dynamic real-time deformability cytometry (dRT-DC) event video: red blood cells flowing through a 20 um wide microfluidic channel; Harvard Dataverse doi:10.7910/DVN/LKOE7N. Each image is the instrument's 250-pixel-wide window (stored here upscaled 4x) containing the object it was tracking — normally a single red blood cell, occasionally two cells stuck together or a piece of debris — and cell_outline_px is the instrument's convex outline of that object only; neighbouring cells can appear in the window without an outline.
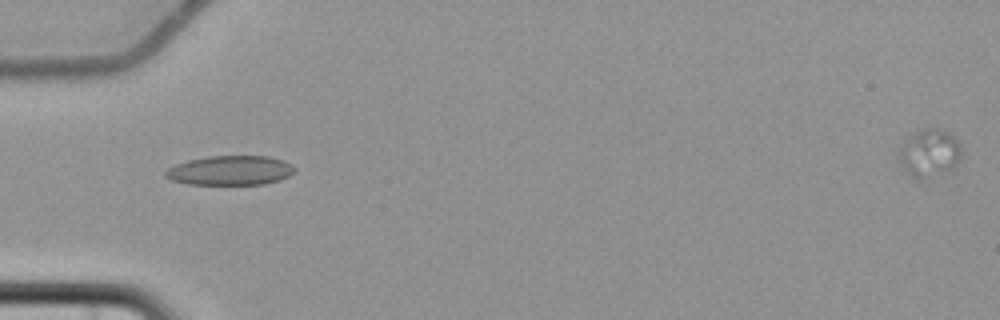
{"species": "common noctule bat (a hibernating species)", "species_latin": "Nyctalus noctula", "temperature_condition": "cold", "stored_images_in_passage": 4, "camera_frame_rate_fps": 3000, "um_per_image_px": 0.085, "animal": {"sex": "female", "body_mass_g": 22.7, "forearm_length_mm": 54.2}, "frame": {"image": 1, "passage_image": 3, "time_ms": 2.333, "image_size_px": [1000, 320], "cell_outline_px": [[296, 172], [280, 180], [264, 184], [188, 184], [172, 180], [164, 176], [164, 172], [168, 168], [176, 164], [188, 160], [208, 156], [268, 156], [284, 160], [292, 164], [296, 168]], "centroid_in_image_um": [19.6, 14.48], "position_along_channel_um": 65.4, "area_um2": 22.31}}
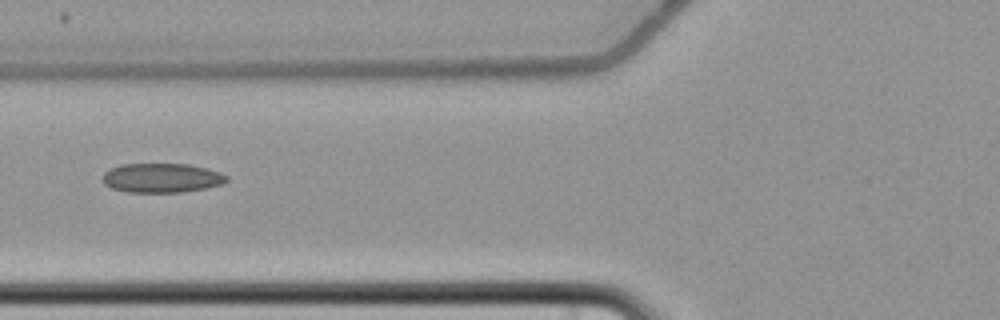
{"frame": {"image": 2, "passage_image": 4, "time_ms": 3.667, "image_size_px": [1000, 320], "cell_outline_px": [[228, 180], [220, 184], [204, 188], [180, 192], [128, 192], [112, 188], [104, 184], [100, 180], [104, 172], [120, 164], [188, 164], [220, 172], [228, 176]], "centroid_in_image_um": [13.69, 15.12], "position_along_channel_um": 112.1, "area_um2": 21.1}}